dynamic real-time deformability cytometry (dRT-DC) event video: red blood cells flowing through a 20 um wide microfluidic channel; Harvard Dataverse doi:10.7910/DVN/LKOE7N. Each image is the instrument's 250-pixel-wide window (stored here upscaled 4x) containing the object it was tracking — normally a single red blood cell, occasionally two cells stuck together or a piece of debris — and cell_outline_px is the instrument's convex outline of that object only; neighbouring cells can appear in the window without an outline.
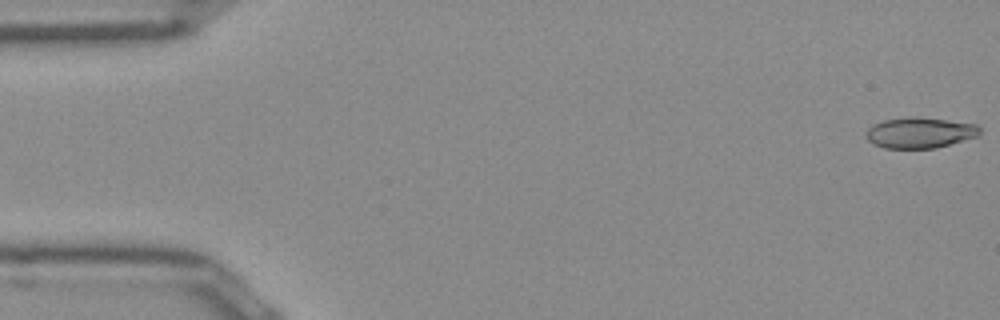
{"species": "Egyptian fruit bat (a non-hibernating species)", "species_latin": "Rousettus aegyptiacus", "temperature_condition": "room temperature", "stored_images_in_passage": 10, "camera_frame_rate_fps": 3000, "um_per_image_px": 0.085, "frame": {"image": 1, "passage_image": 1, "time_ms": 0.0, "image_size_px": [1000, 320], "cell_outline_px": [[980, 132], [976, 136], [936, 148], [884, 148], [868, 140], [868, 128], [872, 124], [884, 120], [916, 116], [976, 124], [980, 128]], "centroid_in_image_um": [78.19, 11.27], "position_along_channel_um": 6.8, "area_um2": 20.0}}